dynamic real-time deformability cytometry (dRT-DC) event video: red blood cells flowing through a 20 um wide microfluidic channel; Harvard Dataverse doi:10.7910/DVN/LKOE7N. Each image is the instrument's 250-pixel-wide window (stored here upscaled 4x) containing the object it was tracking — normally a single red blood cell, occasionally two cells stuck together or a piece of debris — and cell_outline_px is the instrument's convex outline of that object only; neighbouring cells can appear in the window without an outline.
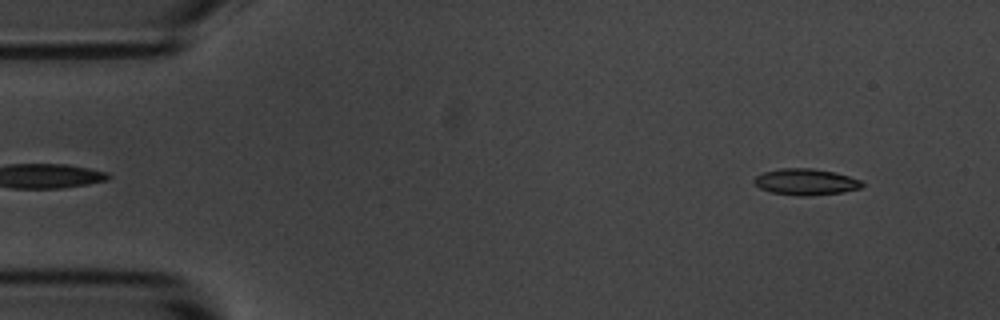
{"species": "common noctule bat (a hibernating species)", "species_latin": "Nyctalus noctula", "temperature_condition": "room temperature", "stored_images_in_passage": 52, "camera_frame_rate_fps": 3000, "um_per_image_px": 0.085, "animal": {"sex": "male", "body_mass_g": 20.1, "forearm_length_mm": 53.5}, "frame": {"image": 1, "passage_image": 2, "time_ms": 0.333, "image_size_px": [1000, 320], "cell_outline_px": [[864, 184], [860, 188], [844, 192], [812, 196], [800, 196], [772, 192], [760, 188], [752, 180], [756, 176], [764, 172], [780, 168], [812, 168], [836, 172], [860, 180]], "centroid_in_image_um": [68.5, 15.46], "position_along_channel_um": 16.5, "area_um2": 16.59}}
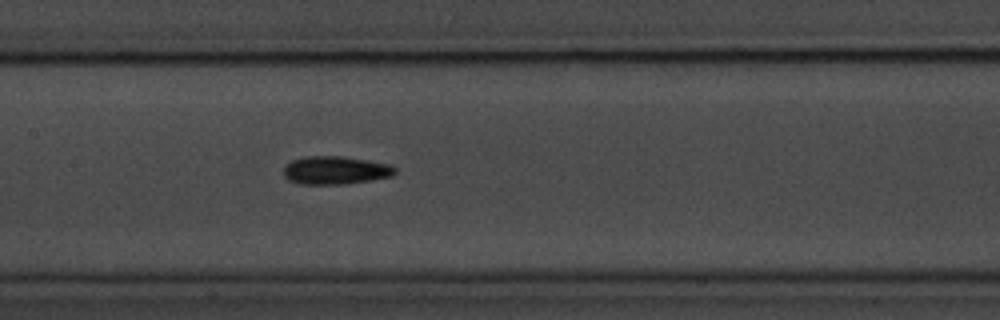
{"frame": {"image": 2, "passage_image": 23, "time_ms": 7.333, "image_size_px": [1000, 320], "cell_outline_px": [[396, 172], [392, 176], [372, 180], [344, 184], [300, 184], [288, 180], [284, 176], [284, 164], [292, 160], [304, 156], [344, 156], [392, 164], [396, 168]], "centroid_in_image_um": [28.51, 14.46], "position_along_channel_um": 178.9, "area_um2": 18.55}}
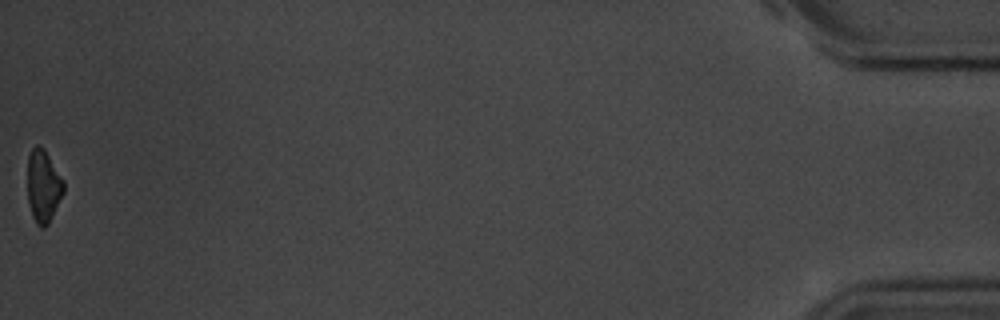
{"frame": {"image": 3, "passage_image": 52, "time_ms": 17.0, "image_size_px": [1000, 320], "cell_outline_px": [[64, 192], [48, 224], [44, 228], [40, 228], [36, 224], [32, 216], [28, 200], [28, 156], [32, 148], [36, 144], [44, 148], [64, 180]], "centroid_in_image_um": [3.68, 15.82], "position_along_channel_um": 431.5, "area_um2": 15.32}, "authors_computed_cell_mechanics": {"area_um2": 16.8487, "velocity_mm_per_s": 3.6485, "shape_relaxation_time_tau1_ms": 3.5801, "shape_relaxation_time_tau2_ms": null, "deformation_change_tau1": 0.1022, "deformation_change_tau2": null}}